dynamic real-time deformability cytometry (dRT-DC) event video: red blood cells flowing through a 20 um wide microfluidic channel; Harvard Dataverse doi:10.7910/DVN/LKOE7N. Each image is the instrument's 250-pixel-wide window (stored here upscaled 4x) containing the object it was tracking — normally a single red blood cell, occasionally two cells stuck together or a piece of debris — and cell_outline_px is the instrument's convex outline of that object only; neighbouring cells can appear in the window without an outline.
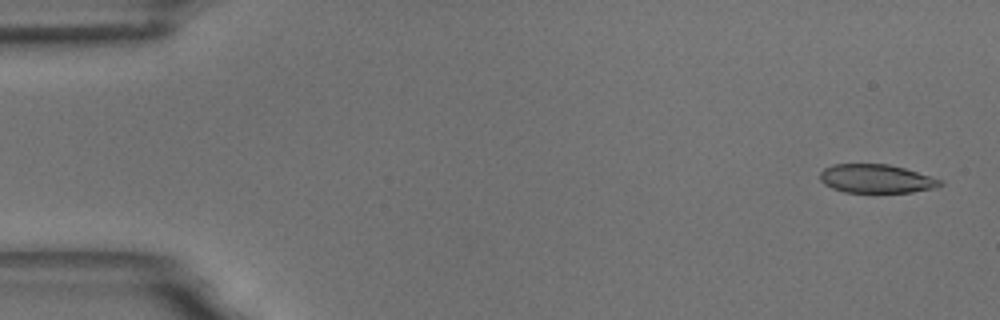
{"species": "common noctule bat (a hibernating species)", "species_latin": "Nyctalus noctula", "temperature_condition": "room temperature", "stored_images_in_passage": 4, "camera_frame_rate_fps": 3000, "um_per_image_px": 0.085, "animal": {"sex": "male", "body_mass_g": 18.8}, "frame": {"image": 1, "passage_image": 1, "time_ms": 0.0, "image_size_px": [1000, 320], "cell_outline_px": [[944, 184], [932, 188], [912, 192], [844, 192], [832, 188], [824, 184], [820, 180], [820, 172], [824, 168], [832, 164], [888, 164], [904, 168], [940, 180]], "centroid_in_image_um": [74.42, 15.19], "position_along_channel_um": 10.6, "area_um2": 19.83}}